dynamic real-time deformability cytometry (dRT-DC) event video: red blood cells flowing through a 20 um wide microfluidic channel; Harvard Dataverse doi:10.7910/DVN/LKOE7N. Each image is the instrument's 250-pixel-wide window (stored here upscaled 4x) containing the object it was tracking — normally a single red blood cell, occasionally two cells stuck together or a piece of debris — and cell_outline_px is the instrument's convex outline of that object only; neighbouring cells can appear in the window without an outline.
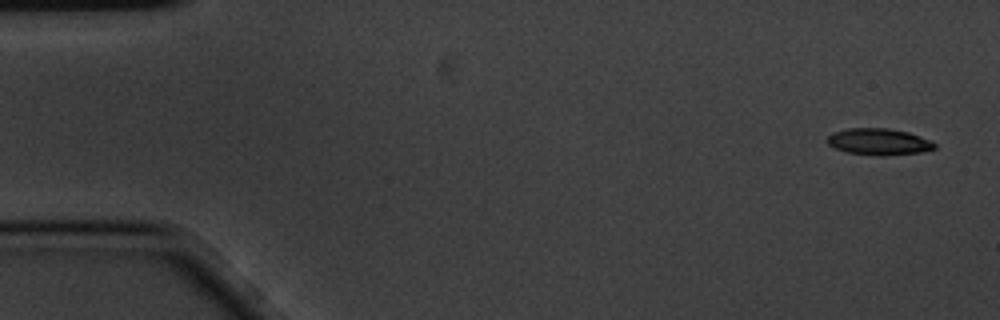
{"species": "common noctule bat (a hibernating species)", "species_latin": "Nyctalus noctula", "temperature_condition": "cold", "stored_images_in_passage": 6, "segment_of_instrument_passage": [1, 2], "camera_frame_rate_fps": 3000, "um_per_image_px": 0.085, "animal": {"sex": "male", "body_mass_g": 20.1, "forearm_length_mm": 53.5}, "frame": {"image": 1, "passage_image": 1, "time_ms": 0.0, "image_size_px": [1000, 320], "cell_outline_px": [[936, 148], [920, 152], [884, 156], [880, 156], [848, 152], [836, 148], [828, 144], [824, 140], [828, 136], [836, 132], [848, 128], [888, 128], [908, 132], [932, 140], [936, 144]], "centroid_in_image_um": [74.72, 12.04], "position_along_channel_um": 10.3, "area_um2": 16.59}}
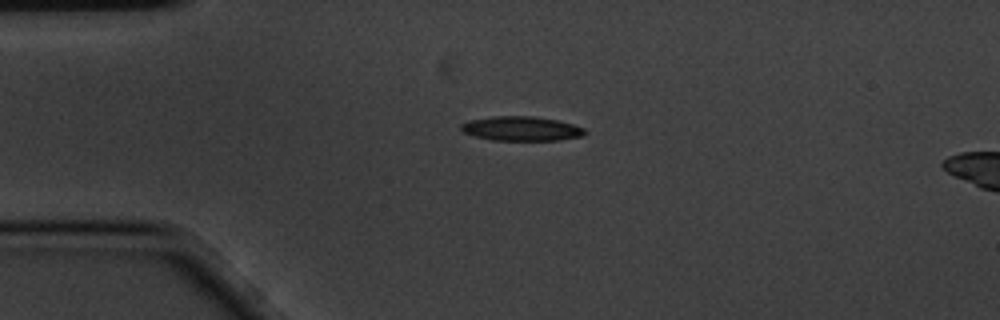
{"frame": {"image": 2, "passage_image": 4, "time_ms": 1.0, "image_size_px": [1000, 320], "cell_outline_px": [[588, 132], [580, 136], [560, 140], [492, 140], [476, 136], [464, 132], [460, 128], [460, 124], [472, 120], [492, 116], [532, 116], [556, 120], [572, 124], [584, 128]], "centroid_in_image_um": [44.32, 10.93], "position_along_channel_um": 40.7, "area_um2": 17.4}}